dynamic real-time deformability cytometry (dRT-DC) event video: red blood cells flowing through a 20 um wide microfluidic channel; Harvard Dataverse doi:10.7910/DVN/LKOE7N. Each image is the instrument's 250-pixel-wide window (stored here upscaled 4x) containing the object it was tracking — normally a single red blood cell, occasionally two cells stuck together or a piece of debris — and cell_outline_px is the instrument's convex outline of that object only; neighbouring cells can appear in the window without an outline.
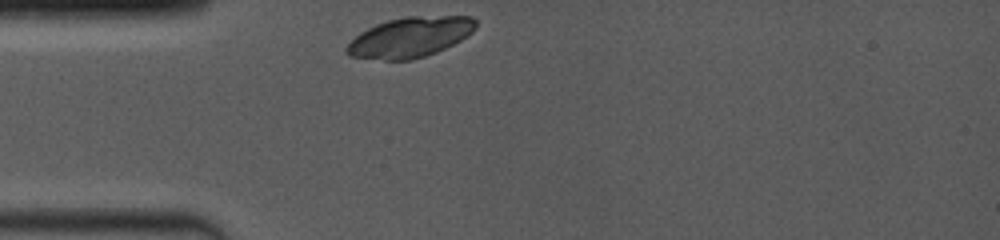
{"species": "common noctule bat (a hibernating species)", "species_latin": "Nyctalus noctula", "temperature_condition": "room temperature", "stored_images_in_passage": 8, "camera_frame_rate_fps": 4000, "um_per_image_px": 0.085, "animal": {"sex": "female", "body_mass_g": 19.0, "forearm_length_mm": 53.3}, "frame": {"image": 1, "passage_image": 1, "time_ms": 0.0, "image_size_px": [1000, 240], "cell_outline_px": [[476, 28], [472, 32], [460, 40], [436, 52], [412, 60], [384, 60], [348, 56], [344, 52], [344, 48], [360, 32], [376, 24], [388, 20], [408, 16], [472, 16], [476, 20]], "centroid_in_image_um": [34.83, 3.16], "position_along_channel_um": 50.2, "area_um2": 30.17}}